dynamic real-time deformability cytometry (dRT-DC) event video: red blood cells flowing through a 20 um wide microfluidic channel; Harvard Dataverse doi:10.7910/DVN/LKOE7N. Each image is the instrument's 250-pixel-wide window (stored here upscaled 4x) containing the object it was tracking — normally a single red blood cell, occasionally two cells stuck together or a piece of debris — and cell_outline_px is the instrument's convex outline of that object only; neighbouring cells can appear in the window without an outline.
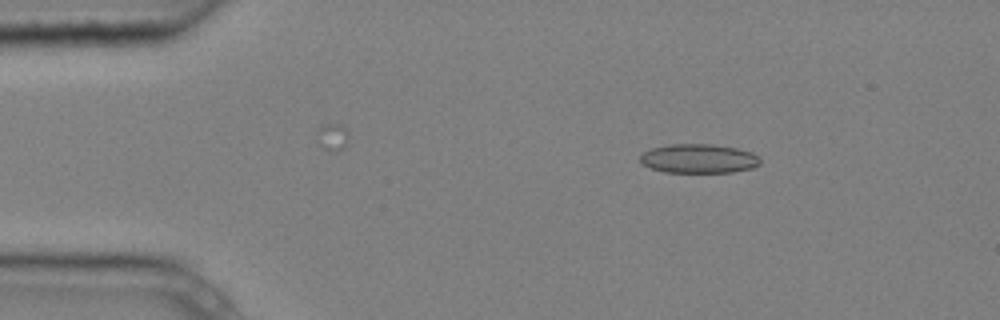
{"species": "common noctule bat (a hibernating species)", "species_latin": "Nyctalus noctula", "temperature_condition": "cold", "stored_images_in_passage": 3, "camera_frame_rate_fps": 3000, "um_per_image_px": 0.085, "animal": {"sex": "male", "body_mass_g": 20.4}, "frame": {"image": 1, "passage_image": 1, "time_ms": 0.0, "image_size_px": [1000, 320], "cell_outline_px": [[760, 164], [752, 168], [732, 172], [664, 172], [652, 168], [644, 164], [640, 160], [640, 152], [652, 148], [668, 144], [712, 144], [736, 148], [752, 152], [760, 160]], "centroid_in_image_um": [59.37, 13.47], "position_along_channel_um": 25.6, "area_um2": 20.35}}